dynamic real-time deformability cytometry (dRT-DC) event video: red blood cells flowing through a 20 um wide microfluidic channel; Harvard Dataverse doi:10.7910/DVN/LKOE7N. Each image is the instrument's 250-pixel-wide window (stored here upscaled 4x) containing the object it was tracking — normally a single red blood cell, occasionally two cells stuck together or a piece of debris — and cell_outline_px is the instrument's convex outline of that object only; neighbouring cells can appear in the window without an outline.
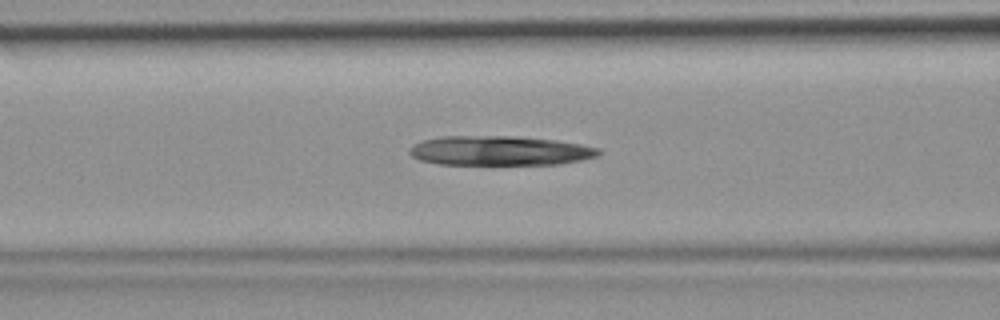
{"species": "common noctule bat (a hibernating species)", "species_latin": "Nyctalus noctula", "temperature_condition": "room temperature", "stored_images_in_passage": 33, "camera_frame_rate_fps": 3000, "um_per_image_px": 0.085, "animal": {"sex": "female", "body_mass_g": 19.9}, "frame": {"image": 1, "passage_image": 6, "time_ms": 1.667, "image_size_px": [1000, 320], "cell_outline_px": [[604, 152], [596, 156], [580, 160], [560, 164], [440, 164], [420, 160], [412, 156], [408, 152], [408, 148], [424, 140], [444, 136], [508, 136], [556, 140], [580, 144], [600, 148]], "centroid_in_image_um": [42.5, 12.81], "position_along_channel_um": 124.1, "area_um2": 32.37}}
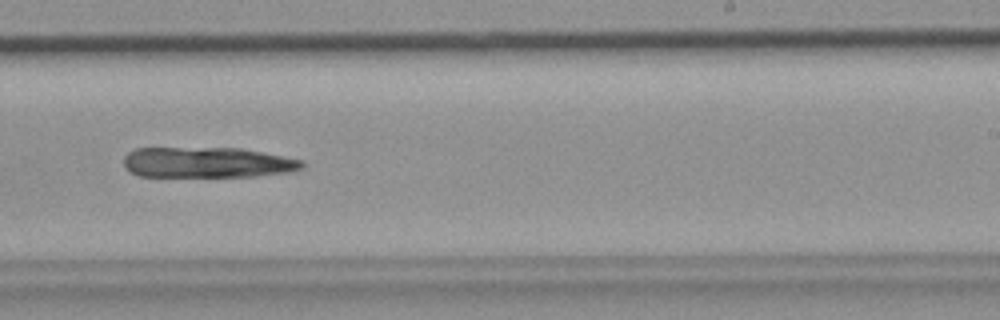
{"frame": {"image": 2, "passage_image": 16, "time_ms": 5.0, "image_size_px": [1000, 320], "cell_outline_px": [[304, 168], [288, 172], [256, 176], [136, 176], [124, 168], [124, 156], [128, 152], [136, 148], [240, 148], [304, 160]], "centroid_in_image_um": [17.6, 13.81], "position_along_channel_um": 271.4, "area_um2": 31.85}}
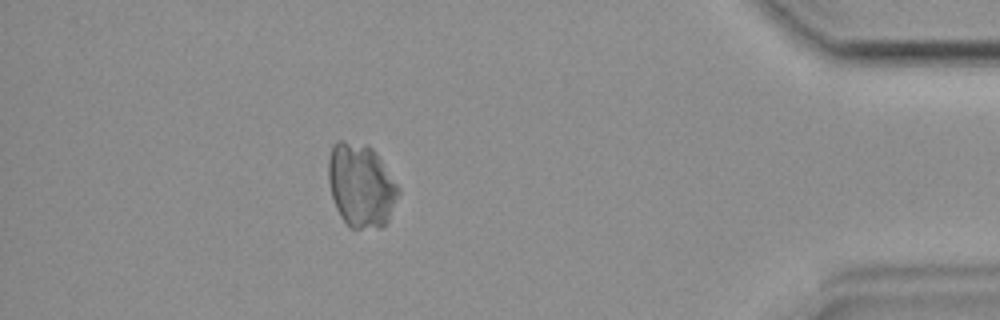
{"frame": {"image": 3, "passage_image": 28, "time_ms": 9.0, "image_size_px": [1000, 320], "cell_outline_px": [[400, 192], [388, 220], [380, 228], [352, 228], [340, 216], [336, 208], [332, 196], [328, 180], [328, 160], [332, 144], [336, 140], [344, 140], [368, 144], [376, 152], [400, 188]], "centroid_in_image_um": [30.68, 15.72], "position_along_channel_um": 404.5, "area_um2": 34.33}}